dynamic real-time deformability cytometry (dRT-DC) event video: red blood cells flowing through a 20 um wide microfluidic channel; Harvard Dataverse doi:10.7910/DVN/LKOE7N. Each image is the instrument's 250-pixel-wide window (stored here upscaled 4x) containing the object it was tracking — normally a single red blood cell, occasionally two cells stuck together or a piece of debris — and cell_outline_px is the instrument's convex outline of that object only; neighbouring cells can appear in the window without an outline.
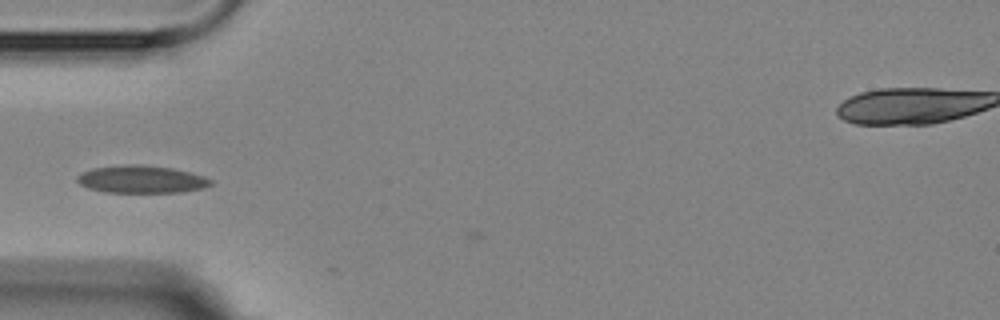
{"species": "Egyptian fruit bat (a non-hibernating species)", "species_latin": "Rousettus aegyptiacus", "temperature_condition": "room temperature", "stored_images_in_passage": 1, "camera_frame_rate_fps": 3000, "um_per_image_px": 0.085, "animal": {"sex": "female"}, "frame": {"image": 1, "passage_image": 1, "time_ms": 0.0, "image_size_px": [1000, 320], "cell_outline_px": [[212, 184], [204, 188], [180, 192], [104, 192], [88, 188], [80, 184], [76, 180], [76, 176], [80, 172], [92, 168], [124, 164], [144, 164], [172, 168], [204, 176], [212, 180]], "centroid_in_image_um": [11.98, 15.23], "position_along_channel_um": 73.0, "area_um2": 21.62}}